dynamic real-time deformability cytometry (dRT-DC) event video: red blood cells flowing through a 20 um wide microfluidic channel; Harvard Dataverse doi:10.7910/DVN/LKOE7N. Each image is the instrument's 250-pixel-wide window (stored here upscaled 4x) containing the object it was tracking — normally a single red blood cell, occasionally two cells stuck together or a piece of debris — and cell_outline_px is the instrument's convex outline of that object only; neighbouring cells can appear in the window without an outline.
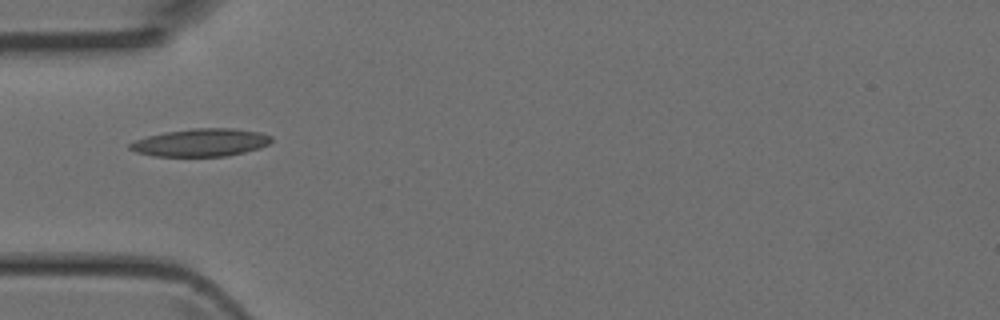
{"species": "Egyptian fruit bat (a non-hibernating species)", "species_latin": "Rousettus aegyptiacus", "temperature_condition": "room temperature", "stored_images_in_passage": 6, "camera_frame_rate_fps": 3000, "um_per_image_px": 0.085, "animal": {"sex": "female"}, "frame": {"image": 1, "passage_image": 5, "time_ms": 1.333, "image_size_px": [1000, 320], "cell_outline_px": [[272, 140], [268, 144], [260, 148], [228, 156], [152, 156], [136, 152], [128, 148], [128, 144], [136, 140], [148, 136], [164, 132], [192, 128], [232, 128], [260, 132], [272, 136]], "centroid_in_image_um": [17.07, 12.11], "position_along_channel_um": 67.9, "area_um2": 22.95}}
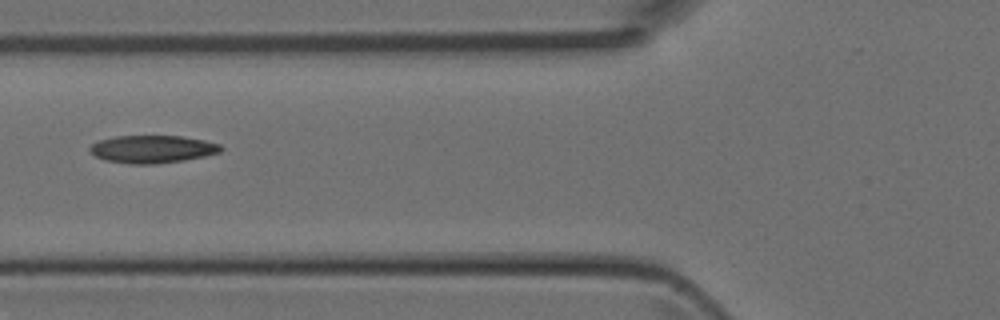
{"frame": {"image": 2, "passage_image": 6, "time_ms": 1.667, "image_size_px": [1000, 320], "cell_outline_px": [[224, 148], [220, 152], [204, 156], [184, 160], [152, 164], [128, 164], [104, 160], [96, 156], [88, 148], [92, 144], [100, 140], [116, 136], [180, 136], [204, 140], [220, 144]], "centroid_in_image_um": [12.96, 12.68], "position_along_channel_um": 112.8, "area_um2": 21.04}}